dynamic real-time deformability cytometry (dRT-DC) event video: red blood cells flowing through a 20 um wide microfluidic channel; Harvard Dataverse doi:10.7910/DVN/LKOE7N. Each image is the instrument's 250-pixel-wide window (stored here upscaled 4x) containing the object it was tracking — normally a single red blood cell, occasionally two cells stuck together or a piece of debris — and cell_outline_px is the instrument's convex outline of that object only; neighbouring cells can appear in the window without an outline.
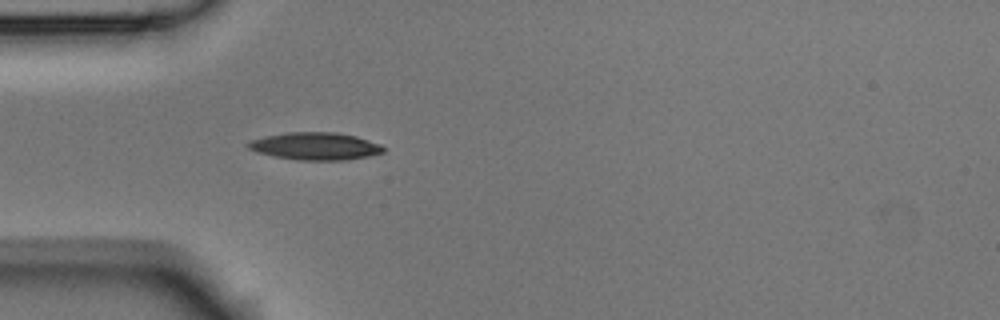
{"species": "Egyptian fruit bat (a non-hibernating species)", "species_latin": "Rousettus aegyptiacus", "temperature_condition": "room temperature", "stored_images_in_passage": 2, "camera_frame_rate_fps": 3000, "um_per_image_px": 0.085, "animal": {"sex": "male"}, "frame": {"image": 1, "passage_image": 2, "time_ms": 0.333, "image_size_px": [1000, 320], "cell_outline_px": [[384, 152], [368, 156], [344, 160], [300, 160], [276, 156], [256, 152], [248, 148], [244, 144], [248, 140], [264, 136], [288, 132], [336, 132], [356, 136], [380, 144], [384, 148]], "centroid_in_image_um": [26.76, 12.41], "position_along_channel_um": 58.2, "area_um2": 21.68}}